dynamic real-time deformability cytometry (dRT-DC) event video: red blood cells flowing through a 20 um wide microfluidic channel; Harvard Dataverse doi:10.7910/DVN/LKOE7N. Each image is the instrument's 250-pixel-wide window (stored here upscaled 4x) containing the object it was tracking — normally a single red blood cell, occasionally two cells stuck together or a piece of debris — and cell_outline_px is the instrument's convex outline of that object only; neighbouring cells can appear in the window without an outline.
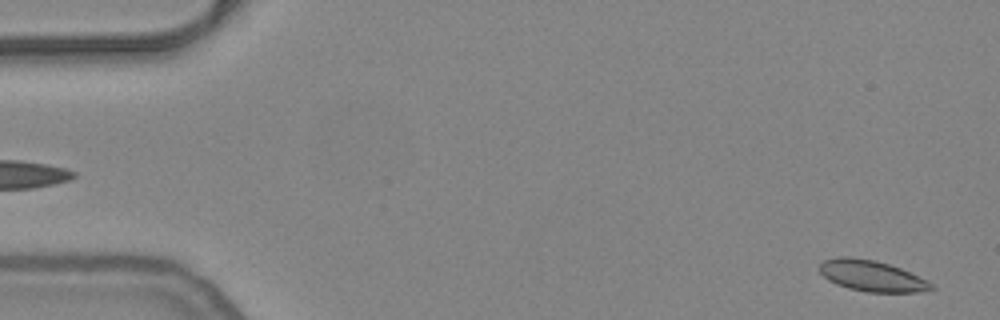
{"species": "common noctule bat (a hibernating species)", "species_latin": "Nyctalus noctula", "temperature_condition": "warm", "stored_images_in_passage": 54, "camera_frame_rate_fps": 3000, "um_per_image_px": 0.085, "animal": {"sex": "female", "body_mass_g": 24.6, "forearm_length_mm": 56.2}, "frame": {"image": 1, "passage_image": 2, "time_ms": 0.333, "image_size_px": [1000, 320], "cell_outline_px": [[936, 288], [920, 292], [868, 292], [848, 288], [836, 284], [828, 280], [820, 272], [820, 264], [824, 260], [840, 256], [848, 256], [876, 260], [900, 268], [928, 280]], "centroid_in_image_um": [74.1, 23.45], "position_along_channel_um": 10.9, "area_um2": 20.17}}
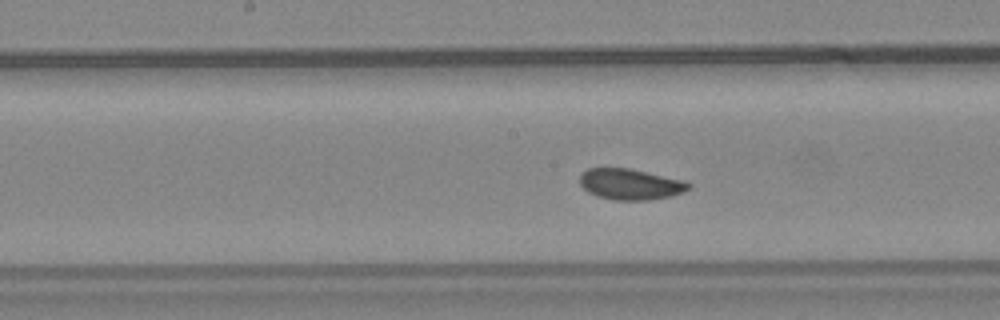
{"frame": {"image": 2, "passage_image": 27, "time_ms": 8.667, "image_size_px": [1000, 320], "cell_outline_px": [[692, 184], [684, 192], [672, 196], [648, 200], [612, 200], [596, 196], [588, 192], [580, 184], [580, 176], [588, 168], [628, 168], [684, 180]], "centroid_in_image_um": [53.58, 15.67], "position_along_channel_um": 194.6, "area_um2": 19.59}}
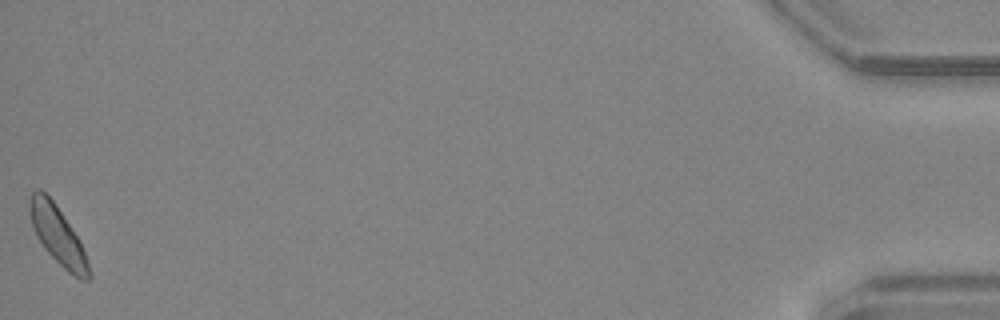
{"frame": {"image": 3, "passage_image": 54, "time_ms": 17.667, "image_size_px": [1000, 320], "cell_outline_px": [[92, 276], [88, 280], [80, 280], [68, 272], [44, 248], [36, 236], [28, 212], [28, 200], [32, 192], [36, 188], [40, 188], [56, 204], [76, 236], [84, 252]], "centroid_in_image_um": [4.86, 19.97], "position_along_channel_um": 430.3, "area_um2": 19.77}, "authors_computed_cell_mechanics": {"area_um2": 19.7965, "velocity_mm_per_s": 3.7611, "shape_relaxation_time_tau1_ms": 3.4623, "shape_relaxation_time_tau2_ms": null, "deformation_change_tau1": 0.0764, "deformation_change_tau2": null}}